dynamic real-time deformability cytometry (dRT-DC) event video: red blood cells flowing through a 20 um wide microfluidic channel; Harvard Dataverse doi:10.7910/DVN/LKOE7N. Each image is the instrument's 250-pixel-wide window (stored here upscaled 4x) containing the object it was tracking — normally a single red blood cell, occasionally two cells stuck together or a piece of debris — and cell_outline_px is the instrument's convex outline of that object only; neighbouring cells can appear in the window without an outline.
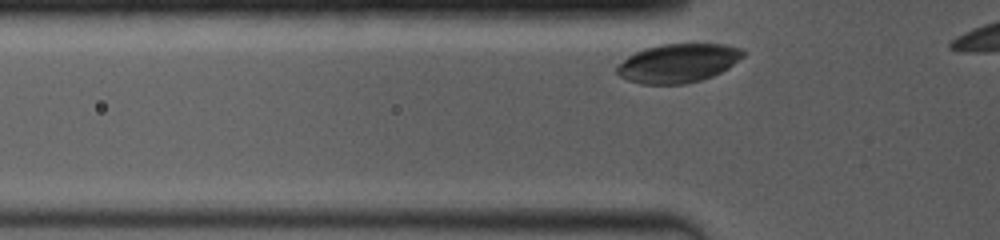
{"species": "common noctule bat (a hibernating species)", "species_latin": "Nyctalus noctula", "temperature_condition": "room temperature", "stored_images_in_passage": 6, "camera_frame_rate_fps": 4000, "um_per_image_px": 0.085, "animal": {"sex": "female", "body_mass_g": 19.0, "forearm_length_mm": 53.3}, "frame": {"image": 1, "passage_image": 2, "time_ms": 0.25, "image_size_px": [1000, 240], "cell_outline_px": [[744, 56], [728, 68], [712, 76], [700, 80], [684, 84], [640, 84], [628, 80], [620, 76], [616, 72], [616, 68], [628, 56], [644, 48], [660, 44], [724, 44], [744, 48]], "centroid_in_image_um": [57.66, 5.36], "position_along_channel_um": 68.1, "area_um2": 28.5}}